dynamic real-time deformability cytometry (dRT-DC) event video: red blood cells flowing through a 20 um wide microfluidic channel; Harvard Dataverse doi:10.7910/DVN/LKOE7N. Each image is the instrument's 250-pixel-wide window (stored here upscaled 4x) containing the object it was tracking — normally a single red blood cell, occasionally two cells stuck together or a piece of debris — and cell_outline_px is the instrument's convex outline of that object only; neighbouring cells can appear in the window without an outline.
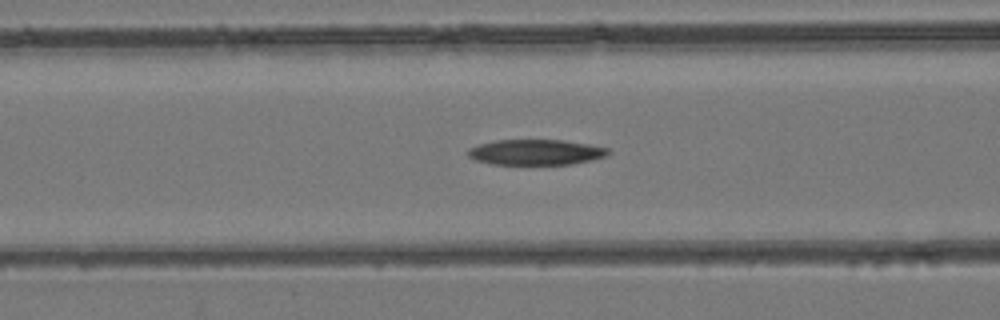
{"species": "common noctule bat (a hibernating species)", "species_latin": "Nyctalus noctula", "temperature_condition": "room temperature", "stored_images_in_passage": 40, "camera_frame_rate_fps": 3000, "um_per_image_px": 0.085, "animal": {"sex": "female", "body_mass_g": 24.6, "forearm_length_mm": 56.2}, "frame": {"image": 1, "passage_image": 11, "time_ms": 3.333, "image_size_px": [1000, 320], "cell_outline_px": [[612, 152], [608, 156], [572, 164], [492, 164], [476, 160], [468, 156], [468, 148], [480, 144], [496, 140], [560, 140], [588, 144], [608, 148]], "centroid_in_image_um": [45.57, 12.94], "position_along_channel_um": 121.0, "area_um2": 20.75}}
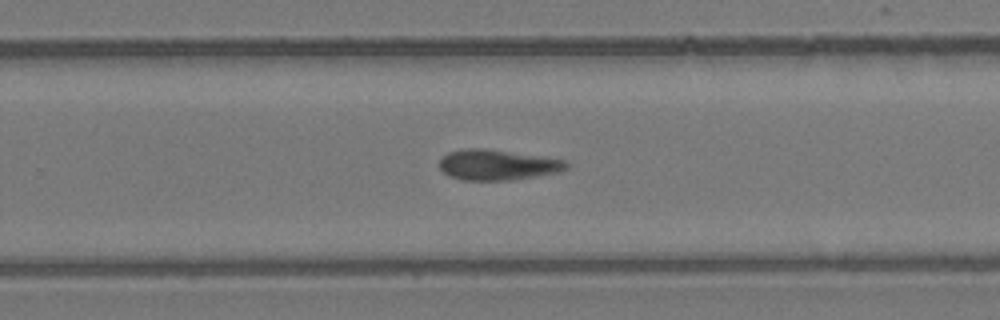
{"frame": {"image": 2, "passage_image": 23, "time_ms": 7.333, "image_size_px": [1000, 320], "cell_outline_px": [[568, 168], [560, 172], [512, 180], [464, 180], [448, 176], [440, 168], [440, 160], [448, 152], [464, 148], [484, 148], [564, 160], [568, 164]], "centroid_in_image_um": [42.26, 14.02], "position_along_channel_um": 287.5, "area_um2": 22.37}}
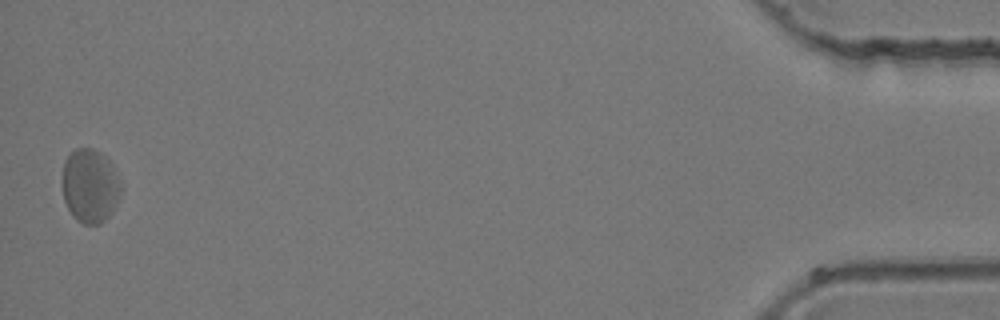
{"frame": {"image": 3, "passage_image": 40, "time_ms": 13.0, "image_size_px": [1000, 320], "cell_outline_px": [[124, 188], [112, 212], [100, 224], [84, 224], [76, 220], [72, 216], [64, 200], [64, 160], [76, 148], [92, 148], [100, 152], [112, 164]], "centroid_in_image_um": [7.69, 15.81], "position_along_channel_um": 427.5, "area_um2": 25.2}}